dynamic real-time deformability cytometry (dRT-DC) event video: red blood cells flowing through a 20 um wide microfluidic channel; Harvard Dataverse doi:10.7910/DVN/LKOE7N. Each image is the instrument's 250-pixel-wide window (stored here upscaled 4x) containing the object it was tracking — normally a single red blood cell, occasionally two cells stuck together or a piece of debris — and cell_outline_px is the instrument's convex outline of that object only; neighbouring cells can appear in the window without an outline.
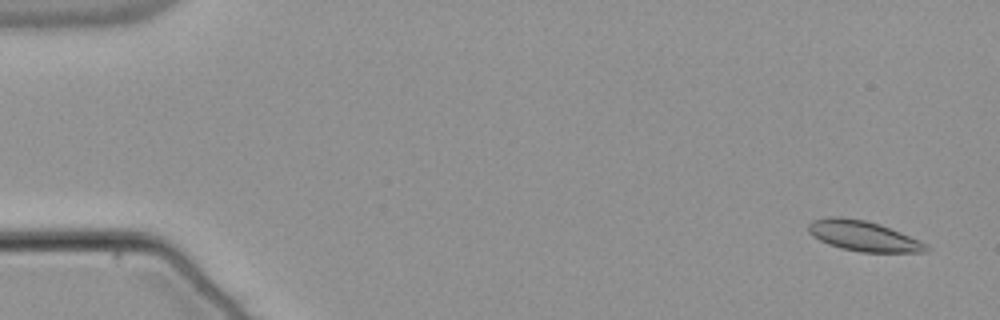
{"species": "common noctule bat (a hibernating species)", "species_latin": "Nyctalus noctula", "temperature_condition": "warm", "stored_images_in_passage": 55, "camera_frame_rate_fps": 3000, "um_per_image_px": 0.085, "animal": {"sex": "male", "body_mass_g": 21.5, "forearm_length_mm": 52.0}, "frame": {"image": 1, "passage_image": 3, "time_ms": 0.667, "image_size_px": [1000, 320], "cell_outline_px": [[932, 248], [928, 252], [860, 252], [840, 248], [828, 244], [820, 240], [808, 232], [808, 224], [812, 220], [832, 216], [840, 216], [864, 220], [880, 224], [908, 236]], "centroid_in_image_um": [73.34, 20.06], "position_along_channel_um": 11.7, "area_um2": 20.58}}
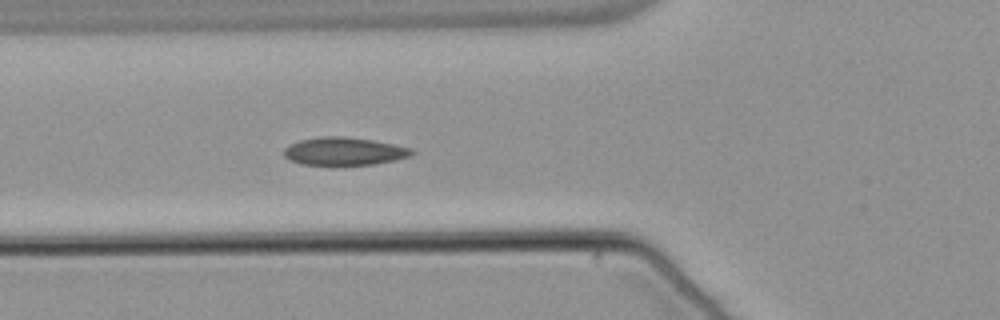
{"frame": {"image": 2, "passage_image": 21, "time_ms": 6.667, "image_size_px": [1000, 320], "cell_outline_px": [[416, 152], [408, 156], [396, 160], [372, 164], [300, 164], [288, 160], [284, 156], [284, 148], [300, 140], [320, 136], [344, 136], [372, 140], [412, 148]], "centroid_in_image_um": [29.24, 12.85], "position_along_channel_um": 96.6, "area_um2": 20.58}}
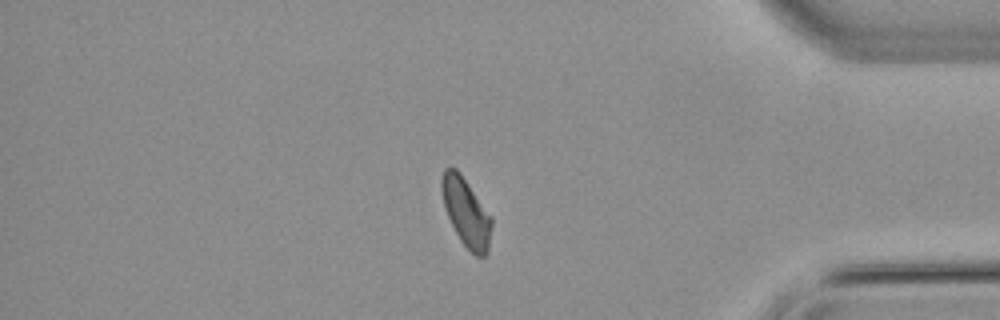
{"frame": {"image": 3, "passage_image": 47, "time_ms": 15.333, "image_size_px": [1000, 320], "cell_outline_px": [[492, 224], [488, 252], [484, 256], [476, 256], [460, 240], [444, 208], [440, 188], [440, 180], [444, 168], [456, 168], [460, 172], [492, 216]], "centroid_in_image_um": [39.62, 18.01], "position_along_channel_um": 395.6, "area_um2": 19.94}, "authors_computed_cell_mechanics": {"area_um2": 20.1722, "velocity_mm_per_s": 3.7896, "shape_relaxation_time_tau1_ms": 10.1869, "shape_relaxation_time_tau2_ms": 4.2271, "deformation_change_tau1": 0.1643, "deformation_change_tau2": 0.054}}